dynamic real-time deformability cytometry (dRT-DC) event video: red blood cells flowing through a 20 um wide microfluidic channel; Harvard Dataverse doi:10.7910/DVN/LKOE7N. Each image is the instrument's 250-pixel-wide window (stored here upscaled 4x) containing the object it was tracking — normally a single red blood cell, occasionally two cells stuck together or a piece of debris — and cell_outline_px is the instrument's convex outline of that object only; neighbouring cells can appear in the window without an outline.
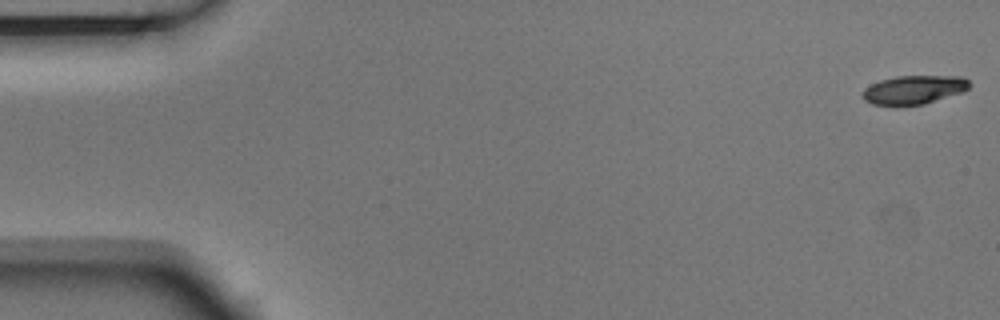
{"species": "Egyptian fruit bat (a non-hibernating species)", "species_latin": "Rousettus aegyptiacus", "temperature_condition": "room temperature", "stored_images_in_passage": 5, "camera_frame_rate_fps": 3000, "um_per_image_px": 0.085, "animal": {"sex": "male"}, "frame": {"image": 1, "passage_image": 1, "time_ms": 0.0, "image_size_px": [1000, 320], "cell_outline_px": [[972, 84], [964, 92], [924, 104], [896, 108], [872, 104], [864, 100], [860, 96], [864, 88], [880, 80], [896, 76], [964, 76]], "centroid_in_image_um": [77.65, 7.66], "position_along_channel_um": 7.3, "area_um2": 18.61}}
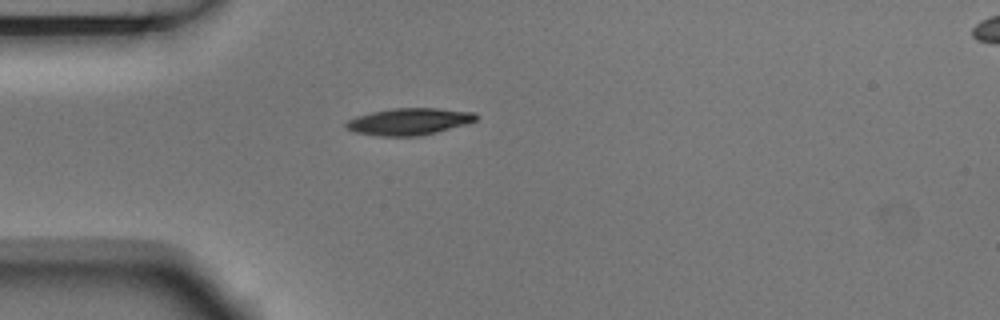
{"frame": {"image": 2, "passage_image": 5, "time_ms": 1.333, "image_size_px": [1000, 320], "cell_outline_px": [[480, 116], [476, 120], [464, 124], [436, 132], [420, 136], [380, 136], [352, 132], [344, 124], [348, 120], [356, 116], [372, 112], [396, 108], [436, 108], [476, 112]], "centroid_in_image_um": [34.77, 10.33], "position_along_channel_um": 50.2, "area_um2": 20.29}}